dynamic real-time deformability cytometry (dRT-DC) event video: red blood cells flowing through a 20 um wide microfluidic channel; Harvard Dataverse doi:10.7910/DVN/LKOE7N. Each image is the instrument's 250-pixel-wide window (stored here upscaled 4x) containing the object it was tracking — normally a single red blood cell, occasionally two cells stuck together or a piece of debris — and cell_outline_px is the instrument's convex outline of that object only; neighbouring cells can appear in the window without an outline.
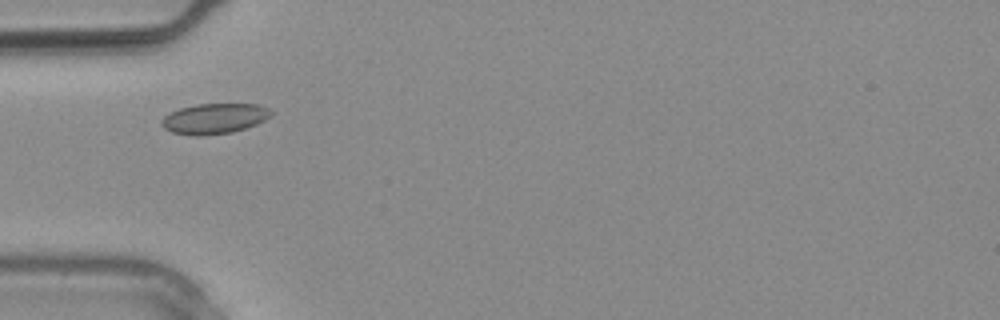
{"species": "common noctule bat (a hibernating species)", "species_latin": "Nyctalus noctula", "temperature_condition": "warm", "stored_images_in_passage": 1, "camera_frame_rate_fps": 3000, "um_per_image_px": 0.085, "animal": {"sex": "male", "body_mass_g": 20.4}, "frame": {"image": 1, "passage_image": 1, "time_ms": 0.0, "image_size_px": [1000, 320], "cell_outline_px": [[272, 112], [264, 120], [256, 124], [232, 132], [204, 136], [192, 136], [172, 132], [164, 128], [160, 124], [160, 120], [164, 116], [180, 108], [196, 104], [256, 104], [268, 108]], "centroid_in_image_um": [18.17, 10.09], "position_along_channel_um": 66.8, "area_um2": 19.31}}